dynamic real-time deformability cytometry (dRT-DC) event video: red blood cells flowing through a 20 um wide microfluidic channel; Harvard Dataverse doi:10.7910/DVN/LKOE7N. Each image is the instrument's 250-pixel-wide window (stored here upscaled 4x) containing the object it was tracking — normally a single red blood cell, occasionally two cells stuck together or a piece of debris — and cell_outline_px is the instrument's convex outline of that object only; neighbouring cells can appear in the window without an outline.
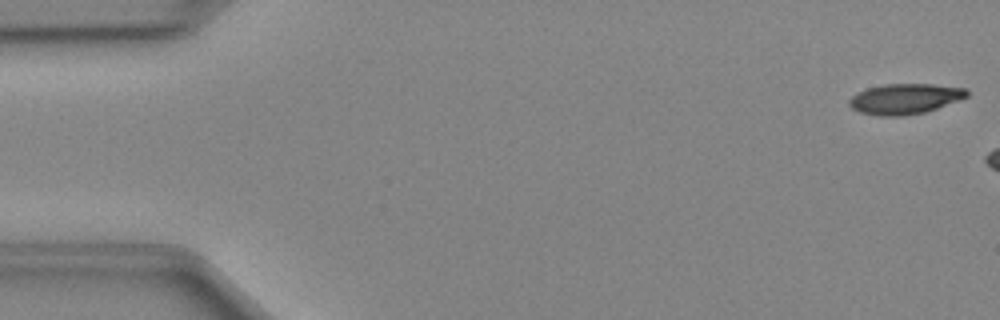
{"species": "Egyptian fruit bat (a non-hibernating species)", "species_latin": "Rousettus aegyptiacus", "temperature_condition": "cold", "stored_images_in_passage": 9, "camera_frame_rate_fps": 3000, "um_per_image_px": 0.085, "animal": {"sex": "female"}, "frame": {"image": 1, "passage_image": 1, "time_ms": 0.0, "image_size_px": [1000, 320], "cell_outline_px": [[968, 96], [960, 100], [924, 112], [904, 116], [880, 116], [860, 112], [852, 108], [848, 104], [848, 100], [856, 92], [868, 88], [884, 84], [932, 84], [968, 88]], "centroid_in_image_um": [76.91, 8.39], "position_along_channel_um": 8.1, "area_um2": 20.92}}